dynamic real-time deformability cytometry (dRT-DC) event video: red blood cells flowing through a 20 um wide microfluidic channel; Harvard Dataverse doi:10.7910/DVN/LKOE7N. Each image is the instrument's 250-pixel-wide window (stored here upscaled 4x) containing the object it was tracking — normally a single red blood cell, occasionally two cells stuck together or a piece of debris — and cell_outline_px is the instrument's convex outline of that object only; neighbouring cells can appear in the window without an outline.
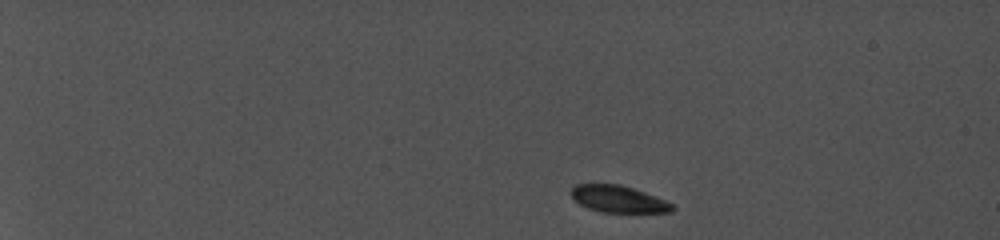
{"species": "common noctule bat (a hibernating species)", "species_latin": "Nyctalus noctula", "temperature_condition": "cold", "stored_images_in_passage": 45, "camera_frame_rate_fps": 5000, "um_per_image_px": 0.085, "animal": {"sex": "female", "body_mass_g": 19.0, "forearm_length_mm": 56.7}, "frame": {"image": 1, "passage_image": 1, "time_ms": 0.0, "image_size_px": [1000, 240], "cell_outline_px": [[676, 208], [672, 212], [600, 212], [588, 208], [580, 204], [572, 196], [572, 188], [576, 184], [620, 184], [656, 196], [672, 204]], "centroid_in_image_um": [52.58, 16.92], "position_along_channel_um": 32.4, "area_um2": 15.66}}
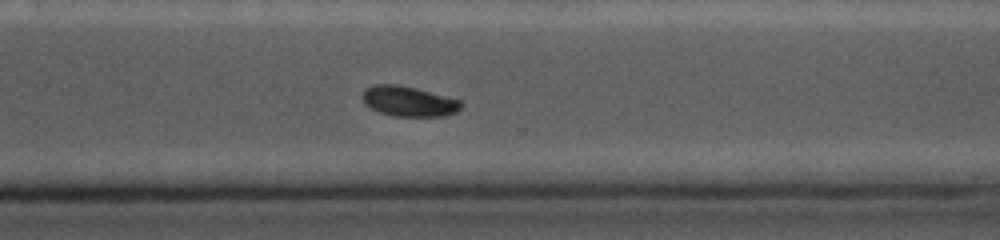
{"frame": {"image": 2, "passage_image": 37, "time_ms": 11.8, "image_size_px": [1000, 240], "cell_outline_px": [[464, 104], [456, 112], [444, 116], [392, 116], [380, 112], [364, 104], [360, 96], [364, 88], [376, 84], [396, 84], [416, 88], [460, 100]], "centroid_in_image_um": [34.7, 8.6], "position_along_channel_um": 335.9, "area_um2": 17.46}}
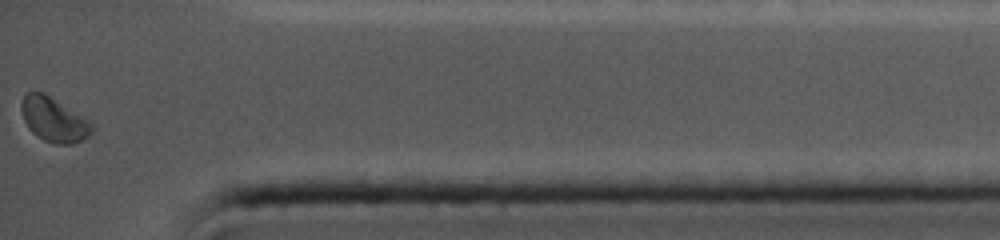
{"frame": {"image": 3, "passage_image": 45, "time_ms": 14.4, "image_size_px": [1000, 240], "cell_outline_px": [[92, 132], [88, 136], [72, 144], [52, 144], [36, 136], [28, 128], [24, 120], [20, 108], [20, 104], [24, 92], [44, 92], [88, 120], [92, 124]], "centroid_in_image_um": [4.52, 10.16], "position_along_channel_um": 430.7, "area_um2": 18.21}, "authors_computed_cell_mechanics": {"area_um2": 18.207, "velocity_mm_per_s": 3.8329, "shape_relaxation_time_tau1_ms": 3.4912, "shape_relaxation_time_tau2_ms": null, "deformation_change_tau1": 0.0808, "deformation_change_tau2": null}}